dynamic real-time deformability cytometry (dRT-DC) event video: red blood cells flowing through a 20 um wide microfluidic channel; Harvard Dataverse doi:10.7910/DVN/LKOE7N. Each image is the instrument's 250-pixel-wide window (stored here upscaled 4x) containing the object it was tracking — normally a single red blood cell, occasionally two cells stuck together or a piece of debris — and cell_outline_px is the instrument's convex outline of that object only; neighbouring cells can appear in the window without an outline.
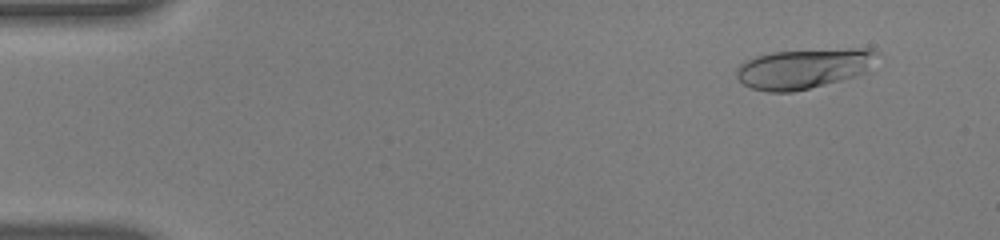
{"species": "human", "species_latin": "Homo sapiens", "temperature_condition": "warm", "stored_images_in_passage": 54, "camera_frame_rate_fps": 3000, "um_per_image_px": 0.085, "donor": {"sex": "male"}, "frame": {"image": 1, "passage_image": 5, "time_ms": 1.333, "image_size_px": [1000, 240], "cell_outline_px": [[880, 52], [864, 72], [856, 76], [792, 92], [768, 92], [752, 88], [744, 84], [736, 76], [736, 68], [744, 60], [756, 56], [772, 52], [852, 48], [868, 48]], "centroid_in_image_um": [68.28, 5.81], "position_along_channel_um": 16.7, "area_um2": 32.48}}
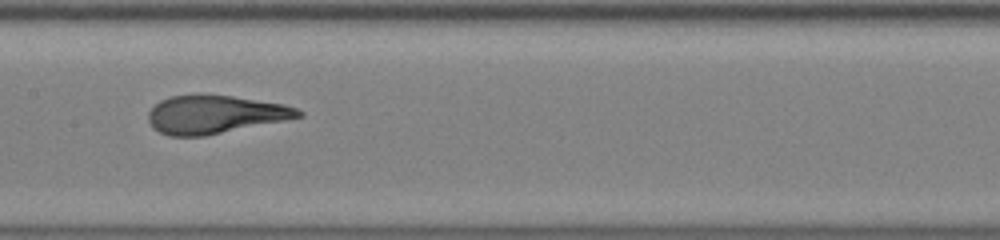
{"frame": {"image": 2, "passage_image": 28, "time_ms": 9.0, "image_size_px": [1000, 240], "cell_outline_px": [[304, 116], [204, 136], [168, 136], [152, 128], [148, 120], [148, 112], [160, 100], [172, 96], [232, 96], [284, 104], [296, 108], [304, 112]], "centroid_in_image_um": [18.26, 9.75], "position_along_channel_um": 189.1, "area_um2": 32.83}}
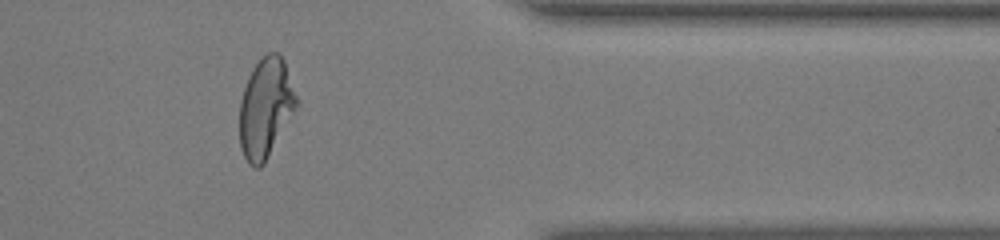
{"frame": {"image": 3, "passage_image": 45, "time_ms": 14.667, "image_size_px": [1000, 240], "cell_outline_px": [[300, 104], [264, 164], [260, 168], [256, 168], [248, 164], [240, 148], [240, 100], [248, 76], [252, 68], [260, 56], [268, 52], [280, 52], [284, 60], [300, 100]], "centroid_in_image_um": [22.61, 9.15], "position_along_channel_um": 388.8, "area_um2": 33.87}}